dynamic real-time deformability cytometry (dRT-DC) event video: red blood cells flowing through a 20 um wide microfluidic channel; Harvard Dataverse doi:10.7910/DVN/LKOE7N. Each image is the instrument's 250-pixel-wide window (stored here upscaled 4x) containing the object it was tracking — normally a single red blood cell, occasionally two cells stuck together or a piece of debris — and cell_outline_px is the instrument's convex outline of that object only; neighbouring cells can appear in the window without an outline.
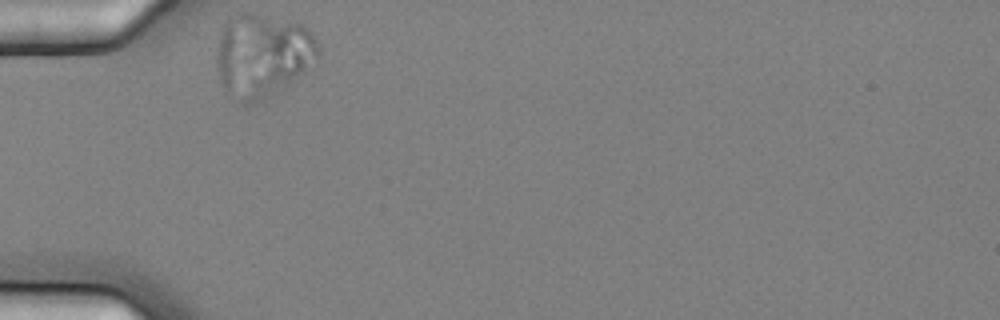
{"species": "common noctule bat (a hibernating species)", "species_latin": "Nyctalus noctula", "temperature_condition": "cold", "stored_images_in_passage": 35, "segment_of_instrument_passage": [1, 2], "camera_frame_rate_fps": 3000, "um_per_image_px": 0.085, "animal": {"sex": "female", "body_mass_g": 25.1}, "frame": {"image": 1, "passage_image": 1, "time_ms": 0.0, "image_size_px": [1000, 320], "cell_outline_px": [[320, 56], [288, 84], [264, 100], [252, 104], [244, 104], [220, 80], [216, 60], [216, 56], [220, 32], [224, 24], [236, 12], [252, 12], [300, 24], [308, 28], [312, 32], [320, 48]], "centroid_in_image_um": [22.32, 4.65], "position_along_channel_um": 62.7, "area_um2": 49.01}}
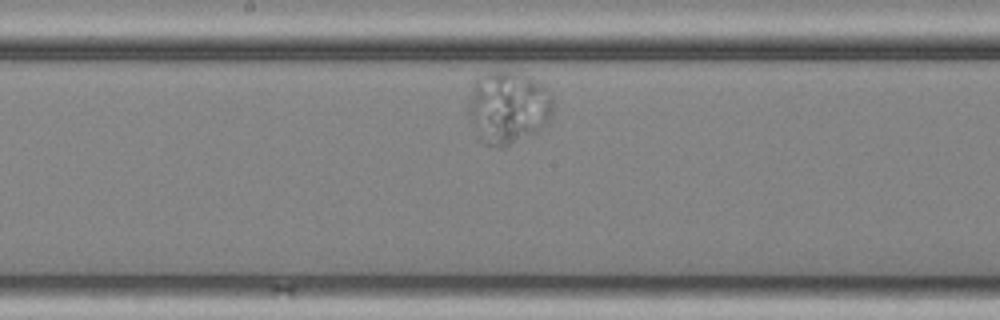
{"frame": {"image": 2, "passage_image": 16, "time_ms": 5.0, "image_size_px": [1000, 320], "cell_outline_px": [[552, 116], [548, 124], [536, 132], [504, 148], [496, 148], [484, 144], [476, 140], [468, 112], [468, 108], [472, 80], [476, 76], [488, 72], [516, 72], [532, 76], [548, 88], [552, 96]], "centroid_in_image_um": [43.17, 9.15], "position_along_channel_um": 205.0, "area_um2": 36.99}}
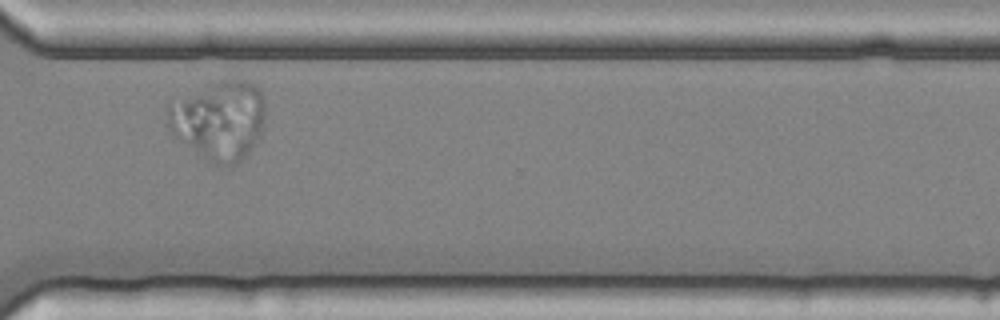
{"frame": {"image": 3, "passage_image": 30, "time_ms": 9.667, "image_size_px": [1000, 320], "cell_outline_px": [[264, 120], [260, 136], [248, 152], [236, 164], [228, 168], [220, 168], [212, 164], [172, 132], [168, 124], [168, 104], [220, 80], [232, 76], [252, 80], [256, 84], [264, 96]], "centroid_in_image_um": [18.7, 10.2], "position_along_channel_um": 351.9, "area_um2": 45.08}}